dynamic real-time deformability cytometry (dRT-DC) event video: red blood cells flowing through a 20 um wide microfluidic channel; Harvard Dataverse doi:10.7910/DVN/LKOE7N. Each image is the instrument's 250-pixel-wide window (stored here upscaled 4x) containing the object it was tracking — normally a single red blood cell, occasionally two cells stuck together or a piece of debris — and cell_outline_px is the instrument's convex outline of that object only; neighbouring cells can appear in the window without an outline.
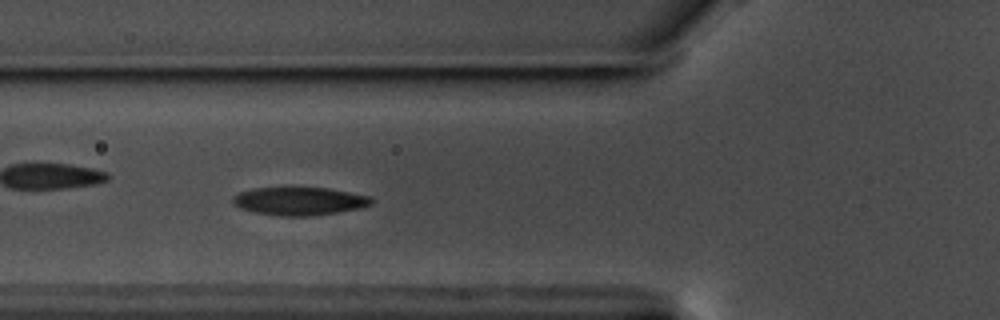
{"species": "common noctule bat (a hibernating species)", "species_latin": "Nyctalus noctula", "temperature_condition": "warm", "stored_images_in_passage": 37, "camera_frame_rate_fps": 3000, "um_per_image_px": 0.085, "animal": {"sex": "male", "body_mass_g": 17.5, "forearm_length_mm": 52.3}, "frame": {"image": 1, "passage_image": 20, "time_ms": 6.333, "image_size_px": [1000, 320], "cell_outline_px": [[376, 200], [372, 204], [360, 208], [312, 216], [280, 216], [252, 212], [240, 208], [232, 200], [232, 196], [240, 192], [256, 188], [284, 184], [292, 184], [328, 188], [368, 196]], "centroid_in_image_um": [25.41, 17.04], "position_along_channel_um": 100.4, "area_um2": 23.7}}